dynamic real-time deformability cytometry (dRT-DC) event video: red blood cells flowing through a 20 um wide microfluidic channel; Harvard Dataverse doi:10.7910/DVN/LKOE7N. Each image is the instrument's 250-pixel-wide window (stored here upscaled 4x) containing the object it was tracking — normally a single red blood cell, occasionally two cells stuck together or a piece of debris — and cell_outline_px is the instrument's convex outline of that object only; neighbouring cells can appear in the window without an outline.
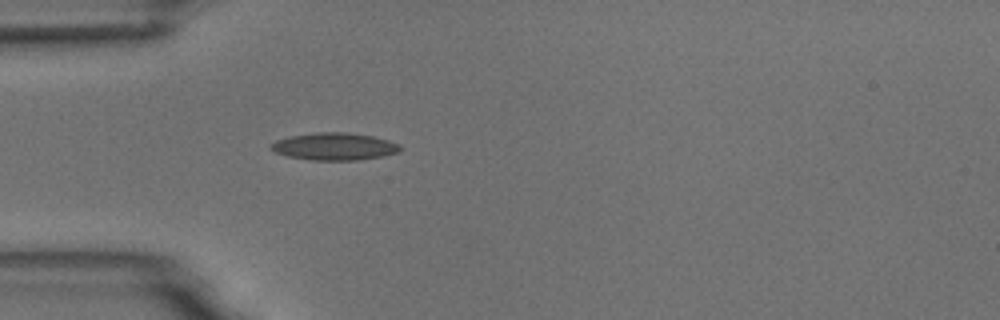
{"species": "common noctule bat (a hibernating species)", "species_latin": "Nyctalus noctula", "temperature_condition": "room temperature", "stored_images_in_passage": 1, "camera_frame_rate_fps": 3000, "um_per_image_px": 0.085, "animal": {"sex": "male", "body_mass_g": 18.8}, "frame": {"image": 1, "passage_image": 1, "time_ms": 0.0, "image_size_px": [1000, 320], "cell_outline_px": [[400, 152], [384, 156], [356, 160], [312, 160], [288, 156], [276, 152], [268, 148], [268, 144], [276, 140], [288, 136], [316, 132], [344, 132], [372, 136], [388, 140], [400, 144]], "centroid_in_image_um": [28.39, 12.44], "position_along_channel_um": 56.6, "area_um2": 20.69}}